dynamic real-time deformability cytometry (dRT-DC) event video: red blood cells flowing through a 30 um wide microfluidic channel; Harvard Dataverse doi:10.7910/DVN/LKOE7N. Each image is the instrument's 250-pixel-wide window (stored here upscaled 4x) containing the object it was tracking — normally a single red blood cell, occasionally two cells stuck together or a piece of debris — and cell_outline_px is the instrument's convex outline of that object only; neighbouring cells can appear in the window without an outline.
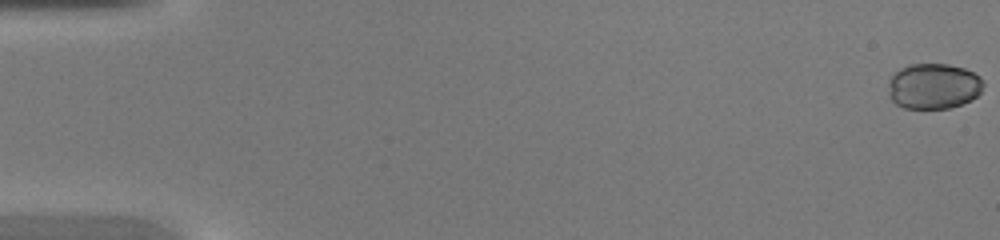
{"species": "common noctule bat (a hibernating species)", "species_latin": "Nyctalus noctula", "temperature_condition": "warm", "stored_images_in_passage": 46, "camera_frame_rate_fps": 3000, "um_per_image_px": 0.085, "animal": {"sex": "female", "body_mass_g": 20.0, "forearm_length_mm": 54.0}, "frame": {"image": 1, "passage_image": 1, "time_ms": 0.0, "image_size_px": [1000, 240], "cell_outline_px": [[984, 84], [980, 92], [972, 100], [948, 108], [904, 108], [896, 104], [888, 96], [888, 84], [892, 76], [900, 68], [908, 64], [948, 64], [964, 68], [980, 76], [984, 80]], "centroid_in_image_um": [79.35, 7.32], "position_along_channel_um": 5.7, "area_um2": 25.37}}
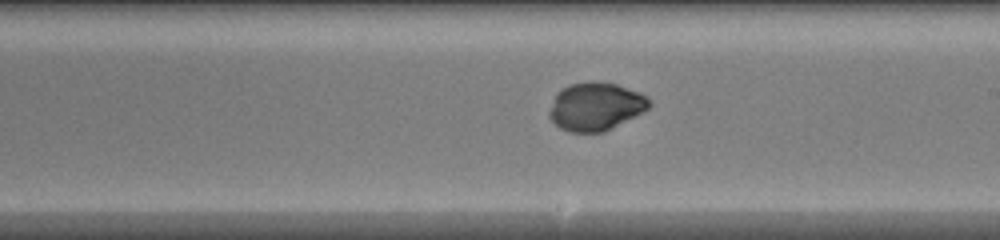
{"frame": {"image": 2, "passage_image": 27, "time_ms": 8.667, "image_size_px": [1000, 240], "cell_outline_px": [[652, 104], [648, 108], [604, 132], [568, 132], [560, 128], [548, 116], [548, 112], [556, 92], [560, 88], [568, 84], [592, 80], [616, 84], [636, 92], [644, 96]], "centroid_in_image_um": [50.55, 9.04], "position_along_channel_um": 238.5, "area_um2": 27.8}}
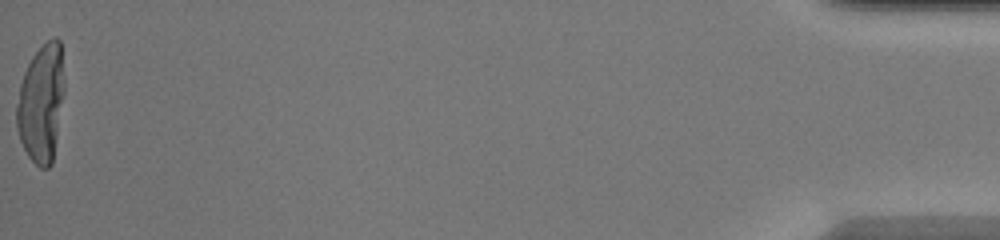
{"frame": {"image": 3, "passage_image": 46, "time_ms": 15.0, "image_size_px": [1000, 240], "cell_outline_px": [[64, 92], [52, 164], [48, 168], [40, 168], [28, 156], [20, 140], [16, 124], [16, 104], [20, 84], [24, 72], [32, 56], [52, 36], [56, 36], [60, 40], [64, 84]], "centroid_in_image_um": [3.5, 8.76], "position_along_channel_um": 431.7, "area_um2": 32.77}}